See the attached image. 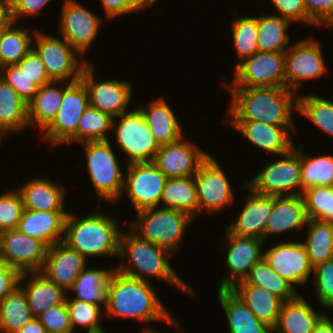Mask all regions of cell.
I'll list each match as a JSON object with an SVG mask.
<instances>
[{"mask_svg":"<svg viewBox=\"0 0 333 333\" xmlns=\"http://www.w3.org/2000/svg\"><path fill=\"white\" fill-rule=\"evenodd\" d=\"M148 322L163 321L179 327L164 307L149 281L132 278L114 269L107 287V305L103 316Z\"/></svg>","mask_w":333,"mask_h":333,"instance_id":"cell-1","label":"cell"},{"mask_svg":"<svg viewBox=\"0 0 333 333\" xmlns=\"http://www.w3.org/2000/svg\"><path fill=\"white\" fill-rule=\"evenodd\" d=\"M226 89L232 97L227 110L228 117L232 118L230 121H257L276 126H294L291 116L294 113L292 110H298V97L287 87Z\"/></svg>","mask_w":333,"mask_h":333,"instance_id":"cell-2","label":"cell"},{"mask_svg":"<svg viewBox=\"0 0 333 333\" xmlns=\"http://www.w3.org/2000/svg\"><path fill=\"white\" fill-rule=\"evenodd\" d=\"M171 255L167 249L141 239L132 230L127 233L121 232L118 257H126L127 263H122L114 269L142 281L150 282V279L146 278L154 276L192 294L194 292L192 288L177 276L169 264Z\"/></svg>","mask_w":333,"mask_h":333,"instance_id":"cell-3","label":"cell"},{"mask_svg":"<svg viewBox=\"0 0 333 333\" xmlns=\"http://www.w3.org/2000/svg\"><path fill=\"white\" fill-rule=\"evenodd\" d=\"M117 224L115 218L101 212L80 218L68 212L63 242L85 258L119 256L121 231Z\"/></svg>","mask_w":333,"mask_h":333,"instance_id":"cell-4","label":"cell"},{"mask_svg":"<svg viewBox=\"0 0 333 333\" xmlns=\"http://www.w3.org/2000/svg\"><path fill=\"white\" fill-rule=\"evenodd\" d=\"M138 221L132 222V231L141 239L163 247L174 254L181 238L194 219L185 212L153 207L137 211ZM134 226V227H133Z\"/></svg>","mask_w":333,"mask_h":333,"instance_id":"cell-5","label":"cell"},{"mask_svg":"<svg viewBox=\"0 0 333 333\" xmlns=\"http://www.w3.org/2000/svg\"><path fill=\"white\" fill-rule=\"evenodd\" d=\"M87 171L100 199L117 202L122 196L124 176L109 140L83 142Z\"/></svg>","mask_w":333,"mask_h":333,"instance_id":"cell-6","label":"cell"},{"mask_svg":"<svg viewBox=\"0 0 333 333\" xmlns=\"http://www.w3.org/2000/svg\"><path fill=\"white\" fill-rule=\"evenodd\" d=\"M292 147L284 158L269 163L246 185L255 193L268 196L302 195L301 188V146ZM300 188L295 190L294 188Z\"/></svg>","mask_w":333,"mask_h":333,"instance_id":"cell-7","label":"cell"},{"mask_svg":"<svg viewBox=\"0 0 333 333\" xmlns=\"http://www.w3.org/2000/svg\"><path fill=\"white\" fill-rule=\"evenodd\" d=\"M118 117L121 118L118 124L113 118L112 129L117 128L115 137L121 150L128 156V164L153 162L160 146L141 111L134 108Z\"/></svg>","mask_w":333,"mask_h":333,"instance_id":"cell-8","label":"cell"},{"mask_svg":"<svg viewBox=\"0 0 333 333\" xmlns=\"http://www.w3.org/2000/svg\"><path fill=\"white\" fill-rule=\"evenodd\" d=\"M33 34L37 45L33 49L41 57L49 79L62 83L70 79L71 83L79 81L88 64L85 60L79 62V53L64 39L37 30Z\"/></svg>","mask_w":333,"mask_h":333,"instance_id":"cell-9","label":"cell"},{"mask_svg":"<svg viewBox=\"0 0 333 333\" xmlns=\"http://www.w3.org/2000/svg\"><path fill=\"white\" fill-rule=\"evenodd\" d=\"M65 86L61 107L52 123L44 130V140L55 145L76 142L80 118L89 107L88 91L81 80L69 82Z\"/></svg>","mask_w":333,"mask_h":333,"instance_id":"cell-10","label":"cell"},{"mask_svg":"<svg viewBox=\"0 0 333 333\" xmlns=\"http://www.w3.org/2000/svg\"><path fill=\"white\" fill-rule=\"evenodd\" d=\"M285 52H257L235 67L233 84L225 88L284 87Z\"/></svg>","mask_w":333,"mask_h":333,"instance_id":"cell-11","label":"cell"},{"mask_svg":"<svg viewBox=\"0 0 333 333\" xmlns=\"http://www.w3.org/2000/svg\"><path fill=\"white\" fill-rule=\"evenodd\" d=\"M300 40L285 51L284 87L297 92L301 82L322 77L327 72L319 41Z\"/></svg>","mask_w":333,"mask_h":333,"instance_id":"cell-12","label":"cell"},{"mask_svg":"<svg viewBox=\"0 0 333 333\" xmlns=\"http://www.w3.org/2000/svg\"><path fill=\"white\" fill-rule=\"evenodd\" d=\"M126 175L123 191L136 211L158 207L167 177L154 162L130 163Z\"/></svg>","mask_w":333,"mask_h":333,"instance_id":"cell-13","label":"cell"},{"mask_svg":"<svg viewBox=\"0 0 333 333\" xmlns=\"http://www.w3.org/2000/svg\"><path fill=\"white\" fill-rule=\"evenodd\" d=\"M48 246L17 229L0 232V259L20 273L43 268Z\"/></svg>","mask_w":333,"mask_h":333,"instance_id":"cell-14","label":"cell"},{"mask_svg":"<svg viewBox=\"0 0 333 333\" xmlns=\"http://www.w3.org/2000/svg\"><path fill=\"white\" fill-rule=\"evenodd\" d=\"M92 66V63L87 64L80 78L88 91L89 106L111 115L116 120L118 116L128 112L127 108L133 97L132 86L122 80L98 81Z\"/></svg>","mask_w":333,"mask_h":333,"instance_id":"cell-15","label":"cell"},{"mask_svg":"<svg viewBox=\"0 0 333 333\" xmlns=\"http://www.w3.org/2000/svg\"><path fill=\"white\" fill-rule=\"evenodd\" d=\"M198 199V215L205 209L216 212L234 201L229 179L212 156L200 165L194 175Z\"/></svg>","mask_w":333,"mask_h":333,"instance_id":"cell-16","label":"cell"},{"mask_svg":"<svg viewBox=\"0 0 333 333\" xmlns=\"http://www.w3.org/2000/svg\"><path fill=\"white\" fill-rule=\"evenodd\" d=\"M226 265L229 275H225L219 285L220 290H230L236 284L244 281L255 263L261 261L264 253L261 251L264 241L253 237H239L226 232ZM235 278V279H234Z\"/></svg>","mask_w":333,"mask_h":333,"instance_id":"cell-17","label":"cell"},{"mask_svg":"<svg viewBox=\"0 0 333 333\" xmlns=\"http://www.w3.org/2000/svg\"><path fill=\"white\" fill-rule=\"evenodd\" d=\"M61 11V36L82 56L96 39L101 19L74 0H65Z\"/></svg>","mask_w":333,"mask_h":333,"instance_id":"cell-18","label":"cell"},{"mask_svg":"<svg viewBox=\"0 0 333 333\" xmlns=\"http://www.w3.org/2000/svg\"><path fill=\"white\" fill-rule=\"evenodd\" d=\"M269 266L294 288L295 284L306 283L313 267L302 242L279 243L264 252Z\"/></svg>","mask_w":333,"mask_h":333,"instance_id":"cell-19","label":"cell"},{"mask_svg":"<svg viewBox=\"0 0 333 333\" xmlns=\"http://www.w3.org/2000/svg\"><path fill=\"white\" fill-rule=\"evenodd\" d=\"M209 155L182 137L160 146L153 162L167 178L189 177L196 174Z\"/></svg>","mask_w":333,"mask_h":333,"instance_id":"cell-20","label":"cell"},{"mask_svg":"<svg viewBox=\"0 0 333 333\" xmlns=\"http://www.w3.org/2000/svg\"><path fill=\"white\" fill-rule=\"evenodd\" d=\"M86 258L63 241L48 247L41 273L62 288L70 291L76 278L86 266Z\"/></svg>","mask_w":333,"mask_h":333,"instance_id":"cell-21","label":"cell"},{"mask_svg":"<svg viewBox=\"0 0 333 333\" xmlns=\"http://www.w3.org/2000/svg\"><path fill=\"white\" fill-rule=\"evenodd\" d=\"M249 191L245 205L236 221L229 224L227 230L239 237H253L263 240L267 221L273 210V196L255 193L247 185Z\"/></svg>","mask_w":333,"mask_h":333,"instance_id":"cell-22","label":"cell"},{"mask_svg":"<svg viewBox=\"0 0 333 333\" xmlns=\"http://www.w3.org/2000/svg\"><path fill=\"white\" fill-rule=\"evenodd\" d=\"M231 124L249 142L274 155L283 156L294 147L289 132L294 126H276L257 121H231Z\"/></svg>","mask_w":333,"mask_h":333,"instance_id":"cell-23","label":"cell"},{"mask_svg":"<svg viewBox=\"0 0 333 333\" xmlns=\"http://www.w3.org/2000/svg\"><path fill=\"white\" fill-rule=\"evenodd\" d=\"M66 211H35L25 209L22 212L17 230L25 235L42 241L48 247L63 241Z\"/></svg>","mask_w":333,"mask_h":333,"instance_id":"cell-24","label":"cell"},{"mask_svg":"<svg viewBox=\"0 0 333 333\" xmlns=\"http://www.w3.org/2000/svg\"><path fill=\"white\" fill-rule=\"evenodd\" d=\"M305 202L302 195L273 196V210L267 221L263 241L270 234L299 229L307 225Z\"/></svg>","mask_w":333,"mask_h":333,"instance_id":"cell-25","label":"cell"},{"mask_svg":"<svg viewBox=\"0 0 333 333\" xmlns=\"http://www.w3.org/2000/svg\"><path fill=\"white\" fill-rule=\"evenodd\" d=\"M25 209L64 211L65 189L49 178H32L17 189Z\"/></svg>","mask_w":333,"mask_h":333,"instance_id":"cell-26","label":"cell"},{"mask_svg":"<svg viewBox=\"0 0 333 333\" xmlns=\"http://www.w3.org/2000/svg\"><path fill=\"white\" fill-rule=\"evenodd\" d=\"M27 275L30 277L25 286H21ZM19 285L23 289L27 304L32 314L37 317L50 307L62 304L66 292L48 279L40 271L21 273Z\"/></svg>","mask_w":333,"mask_h":333,"instance_id":"cell-27","label":"cell"},{"mask_svg":"<svg viewBox=\"0 0 333 333\" xmlns=\"http://www.w3.org/2000/svg\"><path fill=\"white\" fill-rule=\"evenodd\" d=\"M311 306L300 294L292 300L283 302L272 332L312 333L315 325L325 314L317 313Z\"/></svg>","mask_w":333,"mask_h":333,"instance_id":"cell-28","label":"cell"},{"mask_svg":"<svg viewBox=\"0 0 333 333\" xmlns=\"http://www.w3.org/2000/svg\"><path fill=\"white\" fill-rule=\"evenodd\" d=\"M256 316L271 329L277 323L283 301L264 288L242 281L230 289Z\"/></svg>","mask_w":333,"mask_h":333,"instance_id":"cell-29","label":"cell"},{"mask_svg":"<svg viewBox=\"0 0 333 333\" xmlns=\"http://www.w3.org/2000/svg\"><path fill=\"white\" fill-rule=\"evenodd\" d=\"M139 105L137 108L146 119L159 146L173 143L182 138V127L167 102L161 97L150 103L149 106Z\"/></svg>","mask_w":333,"mask_h":333,"instance_id":"cell-30","label":"cell"},{"mask_svg":"<svg viewBox=\"0 0 333 333\" xmlns=\"http://www.w3.org/2000/svg\"><path fill=\"white\" fill-rule=\"evenodd\" d=\"M218 299L227 317L229 333L272 332L231 290L218 289Z\"/></svg>","mask_w":333,"mask_h":333,"instance_id":"cell-31","label":"cell"},{"mask_svg":"<svg viewBox=\"0 0 333 333\" xmlns=\"http://www.w3.org/2000/svg\"><path fill=\"white\" fill-rule=\"evenodd\" d=\"M60 81H51L39 87L35 97L28 103V125H39L44 131L61 107L64 85L55 87ZM54 84V86H53Z\"/></svg>","mask_w":333,"mask_h":333,"instance_id":"cell-32","label":"cell"},{"mask_svg":"<svg viewBox=\"0 0 333 333\" xmlns=\"http://www.w3.org/2000/svg\"><path fill=\"white\" fill-rule=\"evenodd\" d=\"M162 208L182 211L193 219L198 216L197 189L194 176L167 178L160 203Z\"/></svg>","mask_w":333,"mask_h":333,"instance_id":"cell-33","label":"cell"},{"mask_svg":"<svg viewBox=\"0 0 333 333\" xmlns=\"http://www.w3.org/2000/svg\"><path fill=\"white\" fill-rule=\"evenodd\" d=\"M28 126V103L0 78V128L9 134Z\"/></svg>","mask_w":333,"mask_h":333,"instance_id":"cell-34","label":"cell"},{"mask_svg":"<svg viewBox=\"0 0 333 333\" xmlns=\"http://www.w3.org/2000/svg\"><path fill=\"white\" fill-rule=\"evenodd\" d=\"M114 269H86L79 274L71 291L75 292L72 299L89 302L95 305H107V287Z\"/></svg>","mask_w":333,"mask_h":333,"instance_id":"cell-35","label":"cell"},{"mask_svg":"<svg viewBox=\"0 0 333 333\" xmlns=\"http://www.w3.org/2000/svg\"><path fill=\"white\" fill-rule=\"evenodd\" d=\"M15 24L8 20L0 28V68L17 64L33 48L29 30L15 27Z\"/></svg>","mask_w":333,"mask_h":333,"instance_id":"cell-36","label":"cell"},{"mask_svg":"<svg viewBox=\"0 0 333 333\" xmlns=\"http://www.w3.org/2000/svg\"><path fill=\"white\" fill-rule=\"evenodd\" d=\"M290 20L279 15L258 17L257 45L259 52H285L290 38L288 28Z\"/></svg>","mask_w":333,"mask_h":333,"instance_id":"cell-37","label":"cell"},{"mask_svg":"<svg viewBox=\"0 0 333 333\" xmlns=\"http://www.w3.org/2000/svg\"><path fill=\"white\" fill-rule=\"evenodd\" d=\"M308 235L303 244L312 267L333 258V223L308 219Z\"/></svg>","mask_w":333,"mask_h":333,"instance_id":"cell-38","label":"cell"},{"mask_svg":"<svg viewBox=\"0 0 333 333\" xmlns=\"http://www.w3.org/2000/svg\"><path fill=\"white\" fill-rule=\"evenodd\" d=\"M34 317L19 285L0 302V333H16Z\"/></svg>","mask_w":333,"mask_h":333,"instance_id":"cell-39","label":"cell"},{"mask_svg":"<svg viewBox=\"0 0 333 333\" xmlns=\"http://www.w3.org/2000/svg\"><path fill=\"white\" fill-rule=\"evenodd\" d=\"M244 281L247 284L264 288L283 302L292 300L298 295L296 288L280 277L264 258L254 264Z\"/></svg>","mask_w":333,"mask_h":333,"instance_id":"cell-40","label":"cell"},{"mask_svg":"<svg viewBox=\"0 0 333 333\" xmlns=\"http://www.w3.org/2000/svg\"><path fill=\"white\" fill-rule=\"evenodd\" d=\"M300 178L302 193L314 186H333V156L308 157L301 151Z\"/></svg>","mask_w":333,"mask_h":333,"instance_id":"cell-41","label":"cell"},{"mask_svg":"<svg viewBox=\"0 0 333 333\" xmlns=\"http://www.w3.org/2000/svg\"><path fill=\"white\" fill-rule=\"evenodd\" d=\"M113 117L99 109L89 106L82 114L76 131V143L105 141L110 137Z\"/></svg>","mask_w":333,"mask_h":333,"instance_id":"cell-42","label":"cell"},{"mask_svg":"<svg viewBox=\"0 0 333 333\" xmlns=\"http://www.w3.org/2000/svg\"><path fill=\"white\" fill-rule=\"evenodd\" d=\"M298 113L333 137V101L317 95L298 96Z\"/></svg>","mask_w":333,"mask_h":333,"instance_id":"cell-43","label":"cell"},{"mask_svg":"<svg viewBox=\"0 0 333 333\" xmlns=\"http://www.w3.org/2000/svg\"><path fill=\"white\" fill-rule=\"evenodd\" d=\"M232 38L238 60L235 67L244 59L251 57L258 51L257 45V28L258 17H241L232 21Z\"/></svg>","mask_w":333,"mask_h":333,"instance_id":"cell-44","label":"cell"},{"mask_svg":"<svg viewBox=\"0 0 333 333\" xmlns=\"http://www.w3.org/2000/svg\"><path fill=\"white\" fill-rule=\"evenodd\" d=\"M308 219L333 223V186L321 185L302 193Z\"/></svg>","mask_w":333,"mask_h":333,"instance_id":"cell-45","label":"cell"},{"mask_svg":"<svg viewBox=\"0 0 333 333\" xmlns=\"http://www.w3.org/2000/svg\"><path fill=\"white\" fill-rule=\"evenodd\" d=\"M65 302L73 332L77 325L87 328V333H105L99 320L103 315L100 305L71 299L68 296H66Z\"/></svg>","mask_w":333,"mask_h":333,"instance_id":"cell-46","label":"cell"},{"mask_svg":"<svg viewBox=\"0 0 333 333\" xmlns=\"http://www.w3.org/2000/svg\"><path fill=\"white\" fill-rule=\"evenodd\" d=\"M24 205L17 189L0 195V232L16 229L21 218Z\"/></svg>","mask_w":333,"mask_h":333,"instance_id":"cell-47","label":"cell"},{"mask_svg":"<svg viewBox=\"0 0 333 333\" xmlns=\"http://www.w3.org/2000/svg\"><path fill=\"white\" fill-rule=\"evenodd\" d=\"M316 295L320 305L333 309V258L313 267Z\"/></svg>","mask_w":333,"mask_h":333,"instance_id":"cell-48","label":"cell"},{"mask_svg":"<svg viewBox=\"0 0 333 333\" xmlns=\"http://www.w3.org/2000/svg\"><path fill=\"white\" fill-rule=\"evenodd\" d=\"M0 78L12 86L27 103H29L37 93L38 87L16 64L6 65L0 68Z\"/></svg>","mask_w":333,"mask_h":333,"instance_id":"cell-49","label":"cell"},{"mask_svg":"<svg viewBox=\"0 0 333 333\" xmlns=\"http://www.w3.org/2000/svg\"><path fill=\"white\" fill-rule=\"evenodd\" d=\"M47 333L72 332V326L66 302L48 308L37 316Z\"/></svg>","mask_w":333,"mask_h":333,"instance_id":"cell-50","label":"cell"},{"mask_svg":"<svg viewBox=\"0 0 333 333\" xmlns=\"http://www.w3.org/2000/svg\"><path fill=\"white\" fill-rule=\"evenodd\" d=\"M16 65L38 88L51 82L41 57L33 48Z\"/></svg>","mask_w":333,"mask_h":333,"instance_id":"cell-51","label":"cell"},{"mask_svg":"<svg viewBox=\"0 0 333 333\" xmlns=\"http://www.w3.org/2000/svg\"><path fill=\"white\" fill-rule=\"evenodd\" d=\"M306 24L333 27V0H304Z\"/></svg>","mask_w":333,"mask_h":333,"instance_id":"cell-52","label":"cell"},{"mask_svg":"<svg viewBox=\"0 0 333 333\" xmlns=\"http://www.w3.org/2000/svg\"><path fill=\"white\" fill-rule=\"evenodd\" d=\"M51 0H8L9 20L18 22L22 15L38 16Z\"/></svg>","mask_w":333,"mask_h":333,"instance_id":"cell-53","label":"cell"},{"mask_svg":"<svg viewBox=\"0 0 333 333\" xmlns=\"http://www.w3.org/2000/svg\"><path fill=\"white\" fill-rule=\"evenodd\" d=\"M278 10V15L291 22L298 21L306 24L304 0H271Z\"/></svg>","mask_w":333,"mask_h":333,"instance_id":"cell-54","label":"cell"},{"mask_svg":"<svg viewBox=\"0 0 333 333\" xmlns=\"http://www.w3.org/2000/svg\"><path fill=\"white\" fill-rule=\"evenodd\" d=\"M21 273L0 259V302L17 286Z\"/></svg>","mask_w":333,"mask_h":333,"instance_id":"cell-55","label":"cell"},{"mask_svg":"<svg viewBox=\"0 0 333 333\" xmlns=\"http://www.w3.org/2000/svg\"><path fill=\"white\" fill-rule=\"evenodd\" d=\"M103 5L104 12L110 20L116 16L129 13L139 12L128 0H100Z\"/></svg>","mask_w":333,"mask_h":333,"instance_id":"cell-56","label":"cell"},{"mask_svg":"<svg viewBox=\"0 0 333 333\" xmlns=\"http://www.w3.org/2000/svg\"><path fill=\"white\" fill-rule=\"evenodd\" d=\"M16 333H47L44 326L37 317H34L29 323L20 328Z\"/></svg>","mask_w":333,"mask_h":333,"instance_id":"cell-57","label":"cell"},{"mask_svg":"<svg viewBox=\"0 0 333 333\" xmlns=\"http://www.w3.org/2000/svg\"><path fill=\"white\" fill-rule=\"evenodd\" d=\"M312 333H333V321L328 315H324L315 325Z\"/></svg>","mask_w":333,"mask_h":333,"instance_id":"cell-58","label":"cell"},{"mask_svg":"<svg viewBox=\"0 0 333 333\" xmlns=\"http://www.w3.org/2000/svg\"><path fill=\"white\" fill-rule=\"evenodd\" d=\"M9 20L8 0H0V28Z\"/></svg>","mask_w":333,"mask_h":333,"instance_id":"cell-59","label":"cell"},{"mask_svg":"<svg viewBox=\"0 0 333 333\" xmlns=\"http://www.w3.org/2000/svg\"><path fill=\"white\" fill-rule=\"evenodd\" d=\"M139 12L144 8L151 7L157 0H128Z\"/></svg>","mask_w":333,"mask_h":333,"instance_id":"cell-60","label":"cell"},{"mask_svg":"<svg viewBox=\"0 0 333 333\" xmlns=\"http://www.w3.org/2000/svg\"><path fill=\"white\" fill-rule=\"evenodd\" d=\"M143 333H161V331H156V330H153V328H148L146 330H143ZM164 333V332H162Z\"/></svg>","mask_w":333,"mask_h":333,"instance_id":"cell-61","label":"cell"},{"mask_svg":"<svg viewBox=\"0 0 333 333\" xmlns=\"http://www.w3.org/2000/svg\"><path fill=\"white\" fill-rule=\"evenodd\" d=\"M7 135L1 128H0V141L3 136Z\"/></svg>","mask_w":333,"mask_h":333,"instance_id":"cell-62","label":"cell"}]
</instances>
